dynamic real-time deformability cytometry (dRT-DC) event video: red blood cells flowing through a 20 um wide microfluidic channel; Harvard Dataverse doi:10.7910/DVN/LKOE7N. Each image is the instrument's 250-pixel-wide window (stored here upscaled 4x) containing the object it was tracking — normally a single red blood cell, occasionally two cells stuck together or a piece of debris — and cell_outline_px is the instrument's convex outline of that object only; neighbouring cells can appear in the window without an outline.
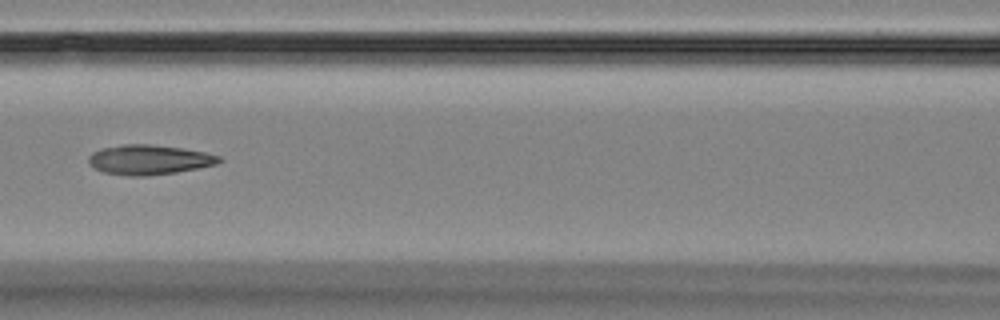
{"species": "Egyptian fruit bat (a non-hibernating species)", "species_latin": "Rousettus aegyptiacus", "temperature_condition": "room temperature", "stored_images_in_passage": 8, "camera_frame_rate_fps": 3000, "um_per_image_px": 0.085, "animal": {"sex": "female"}, "frame": {"image": 1, "passage_image": 6, "time_ms": 6.0, "image_size_px": [1000, 320], "cell_outline_px": [[224, 160], [216, 164], [176, 172], [144, 176], [128, 176], [104, 172], [88, 164], [88, 156], [92, 152], [100, 148], [124, 144], [152, 144], [184, 148], [204, 152], [220, 156]], "centroid_in_image_um": [12.65, 13.56], "position_along_channel_um": 153.9, "area_um2": 22.72}}
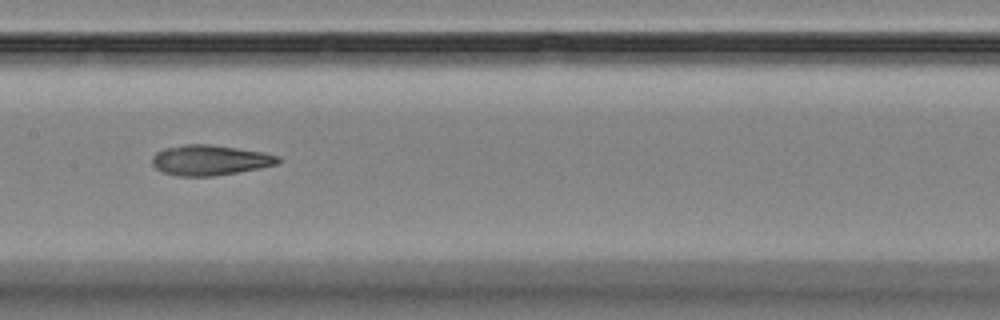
{"frame": {"image": 2, "passage_image": 7, "time_ms": 7.0, "image_size_px": [1000, 320], "cell_outline_px": [[284, 160], [280, 164], [260, 168], [212, 176], [176, 176], [160, 172], [152, 164], [152, 156], [156, 152], [164, 148], [184, 144], [208, 144], [236, 148], [260, 152], [276, 156]], "centroid_in_image_um": [17.81, 13.62], "position_along_channel_um": 189.6, "area_um2": 22.25}}
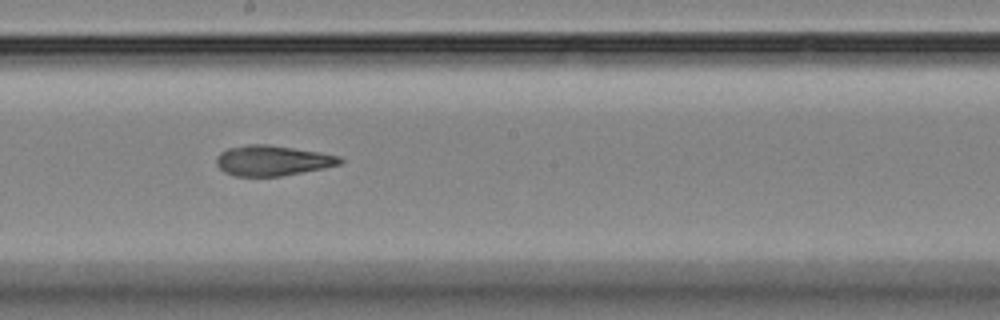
{"frame": {"image": 3, "passage_image": 8, "time_ms": 8.0, "image_size_px": [1000, 320], "cell_outline_px": [[344, 160], [340, 164], [324, 168], [280, 176], [236, 176], [224, 172], [216, 164], [216, 156], [220, 152], [228, 148], [248, 144], [268, 144], [340, 156]], "centroid_in_image_um": [23.12, 13.65], "position_along_channel_um": 225.1, "area_um2": 21.68}}